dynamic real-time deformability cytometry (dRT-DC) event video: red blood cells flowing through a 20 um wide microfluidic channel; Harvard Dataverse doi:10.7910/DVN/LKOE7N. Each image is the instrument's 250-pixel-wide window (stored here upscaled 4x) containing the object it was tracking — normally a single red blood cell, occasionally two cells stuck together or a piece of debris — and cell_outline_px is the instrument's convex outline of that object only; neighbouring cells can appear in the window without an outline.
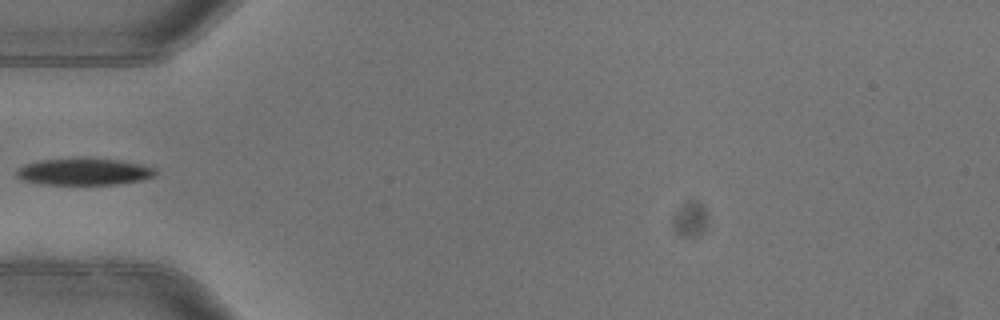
{"species": "common noctule bat (a hibernating species)", "species_latin": "Nyctalus noctula", "temperature_condition": "warm", "stored_images_in_passage": 5, "camera_frame_rate_fps": 3000, "um_per_image_px": 0.085, "animal": {"sex": "female"}, "frame": {"image": 1, "passage_image": 5, "time_ms": 1.333, "image_size_px": [1000, 320], "cell_outline_px": [[156, 176], [140, 180], [116, 184], [40, 184], [24, 180], [16, 176], [16, 172], [24, 164], [40, 160], [80, 156], [120, 160], [140, 164], [156, 168]], "centroid_in_image_um": [7.14, 14.56], "position_along_channel_um": 77.9, "area_um2": 22.14}}